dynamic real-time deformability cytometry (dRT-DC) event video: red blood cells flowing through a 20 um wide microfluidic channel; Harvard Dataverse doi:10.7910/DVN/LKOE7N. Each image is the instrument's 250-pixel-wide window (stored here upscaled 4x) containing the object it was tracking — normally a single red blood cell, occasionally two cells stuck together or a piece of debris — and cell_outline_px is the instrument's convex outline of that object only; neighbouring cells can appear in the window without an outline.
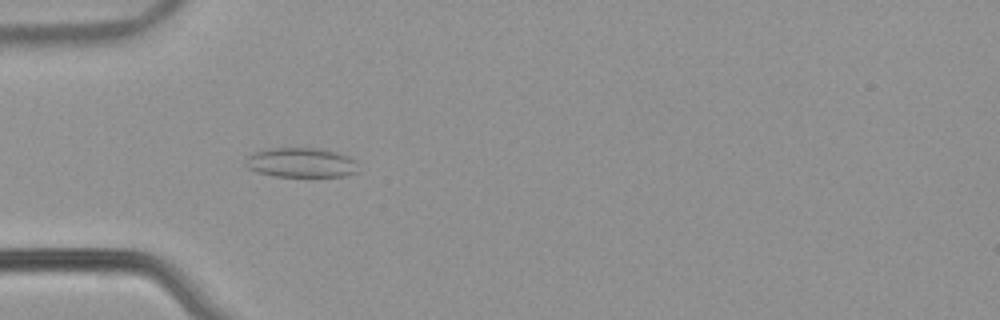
{"species": "common noctule bat (a hibernating species)", "species_latin": "Nyctalus noctula", "temperature_condition": "warm", "stored_images_in_passage": 54, "camera_frame_rate_fps": 3000, "um_per_image_px": 0.085, "animal": {"sex": "male", "body_mass_g": 21.5, "forearm_length_mm": 52.0}, "frame": {"image": 1, "passage_image": 18, "time_ms": 5.667, "image_size_px": [1000, 320], "cell_outline_px": [[356, 172], [348, 176], [272, 176], [256, 172], [248, 168], [244, 164], [248, 156], [256, 152], [268, 148], [320, 148], [336, 152], [348, 156], [356, 160]], "centroid_in_image_um": [25.58, 13.82], "position_along_channel_um": 59.4, "area_um2": 19.48}}
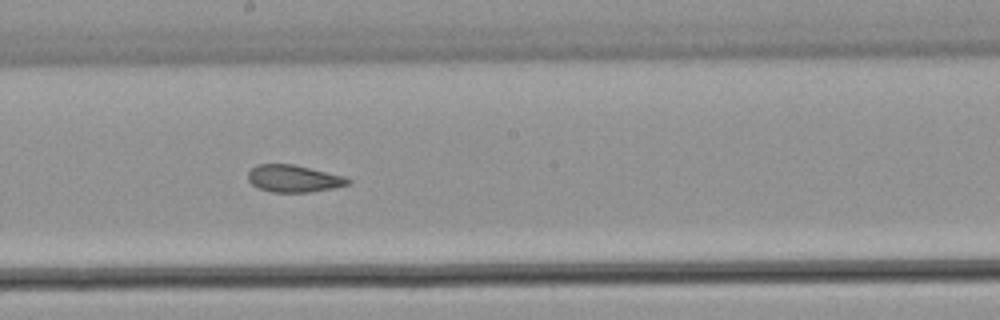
{"frame": {"image": 2, "passage_image": 31, "time_ms": 10.0, "image_size_px": [1000, 320], "cell_outline_px": [[352, 180], [348, 184], [332, 188], [308, 192], [272, 192], [256, 188], [248, 180], [248, 172], [256, 164], [292, 164], [344, 176]], "centroid_in_image_um": [24.92, 15.18], "position_along_channel_um": 223.3, "area_um2": 15.72}}
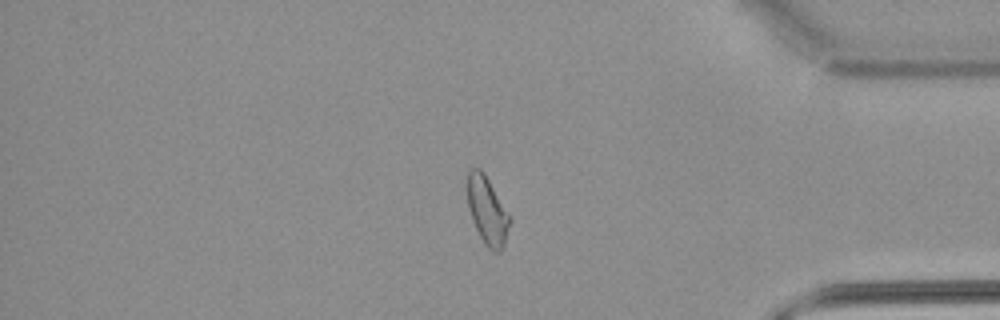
{"frame": {"image": 3, "passage_image": 46, "time_ms": 15.0, "image_size_px": [1000, 320], "cell_outline_px": [[512, 220], [504, 244], [500, 252], [492, 252], [484, 244], [472, 220], [468, 208], [468, 168], [480, 168], [484, 172], [512, 216]], "centroid_in_image_um": [41.45, 17.9], "position_along_channel_um": 393.7, "area_um2": 17.05}, "authors_computed_cell_mechanics": {"area_um2": 18.0336, "velocity_mm_per_s": 3.9, "shape_relaxation_time_tau1_ms": null, "shape_relaxation_time_tau2_ms": 2.0165, "deformation_change_tau1": null, "deformation_change_tau2": 0.0796}}